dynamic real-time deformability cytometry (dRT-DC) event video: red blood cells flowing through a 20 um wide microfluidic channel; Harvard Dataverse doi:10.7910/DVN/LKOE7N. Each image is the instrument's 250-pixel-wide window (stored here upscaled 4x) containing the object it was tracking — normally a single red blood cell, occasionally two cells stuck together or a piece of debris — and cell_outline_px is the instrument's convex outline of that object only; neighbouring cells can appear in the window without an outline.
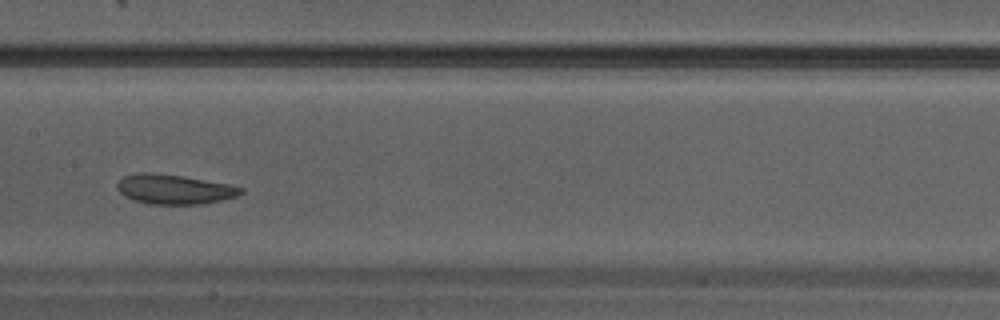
{"species": "Egyptian fruit bat (a non-hibernating species)", "species_latin": "Rousettus aegyptiacus", "temperature_condition": "warm", "stored_images_in_passage": 30, "camera_frame_rate_fps": 3000, "um_per_image_px": 0.085, "animal": {"sex": "male"}, "frame": {"image": 1, "passage_image": 13, "time_ms": 4.0, "image_size_px": [1000, 320], "cell_outline_px": [[244, 192], [236, 196], [204, 204], [148, 204], [124, 196], [116, 188], [116, 184], [124, 176], [144, 172], [148, 172], [180, 176], [228, 184], [244, 188]], "centroid_in_image_um": [14.8, 16.1], "position_along_channel_um": 192.6, "area_um2": 21.1}}